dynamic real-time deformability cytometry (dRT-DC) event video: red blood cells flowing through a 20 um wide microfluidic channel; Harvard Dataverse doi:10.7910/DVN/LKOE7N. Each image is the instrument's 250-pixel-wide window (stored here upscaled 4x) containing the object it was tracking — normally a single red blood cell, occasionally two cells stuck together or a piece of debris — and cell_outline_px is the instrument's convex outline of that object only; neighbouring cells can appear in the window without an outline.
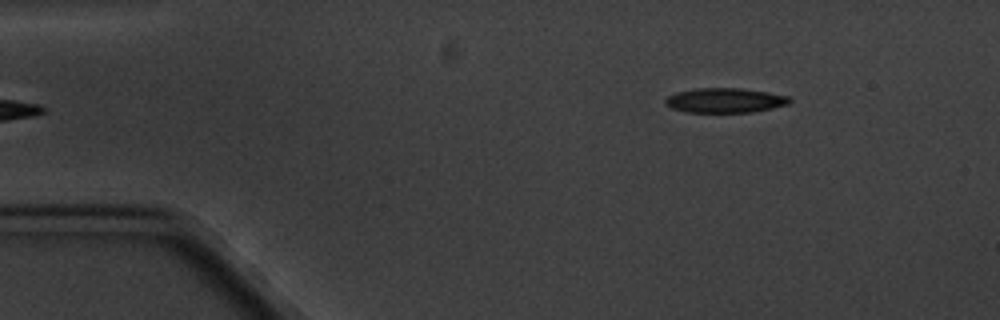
{"species": "common noctule bat (a hibernating species)", "species_latin": "Nyctalus noctula", "temperature_condition": "cold", "stored_images_in_passage": 4, "segment_of_instrument_passage": [2, 2], "camera_frame_rate_fps": 3000, "um_per_image_px": 0.085, "animal": {"sex": "male", "body_mass_g": 20.1, "forearm_length_mm": 53.5}, "frame": {"image": 1, "passage_image": 4, "time_ms": 4.333, "image_size_px": [1000, 320], "cell_outline_px": [[792, 100], [788, 104], [772, 108], [752, 112], [688, 112], [672, 108], [664, 104], [664, 100], [668, 96], [676, 92], [696, 88], [740, 88], [768, 92], [788, 96]], "centroid_in_image_um": [61.61, 8.53], "position_along_channel_um": 23.4, "area_um2": 17.86}}